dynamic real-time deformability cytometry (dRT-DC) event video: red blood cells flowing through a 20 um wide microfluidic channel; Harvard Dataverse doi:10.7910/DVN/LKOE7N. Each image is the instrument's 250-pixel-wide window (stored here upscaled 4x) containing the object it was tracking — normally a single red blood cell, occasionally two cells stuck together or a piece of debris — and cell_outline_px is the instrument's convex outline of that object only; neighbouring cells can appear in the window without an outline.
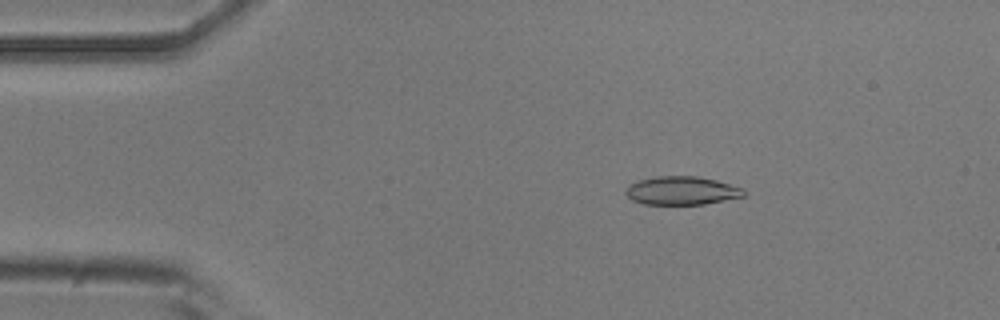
{"species": "common noctule bat (a hibernating species)", "species_latin": "Nyctalus noctula", "temperature_condition": "room temperature", "stored_images_in_passage": 54, "camera_frame_rate_fps": 3000, "um_per_image_px": 0.085, "animal": {"sex": "male", "body_mass_g": 20.5, "forearm_length_mm": 52.5}, "frame": {"image": 1, "passage_image": 9, "time_ms": 2.667, "image_size_px": [1000, 320], "cell_outline_px": [[744, 196], [704, 204], [644, 204], [632, 200], [624, 192], [632, 184], [640, 180], [656, 176], [700, 176], [716, 180], [744, 188]], "centroid_in_image_um": [57.97, 16.2], "position_along_channel_um": 27.0, "area_um2": 19.36}}
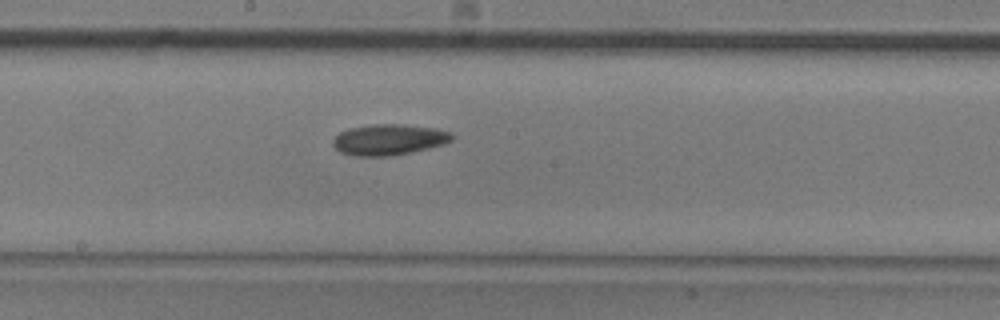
{"frame": {"image": 2, "passage_image": 29, "time_ms": 9.333, "image_size_px": [1000, 320], "cell_outline_px": [[456, 136], [452, 140], [444, 144], [428, 148], [408, 152], [384, 156], [356, 156], [340, 152], [332, 144], [332, 140], [340, 132], [348, 128], [372, 124], [404, 124], [436, 128], [452, 132]], "centroid_in_image_um": [33.07, 11.85], "position_along_channel_um": 215.1, "area_um2": 21.44}}
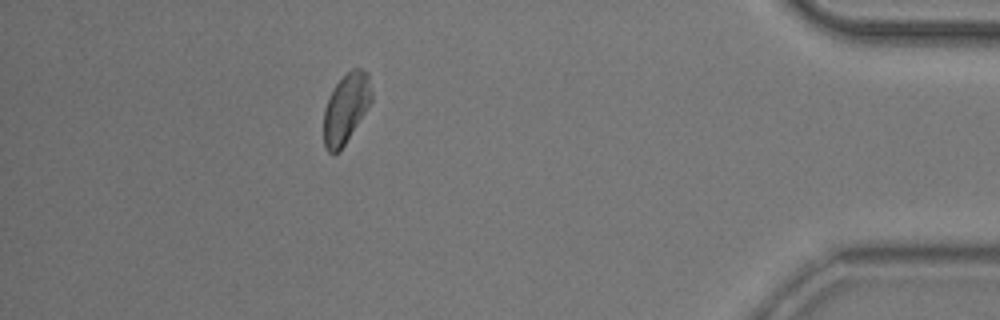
{"frame": {"image": 3, "passage_image": 48, "time_ms": 15.667, "image_size_px": [1000, 320], "cell_outline_px": [[372, 100], [340, 152], [328, 152], [324, 144], [324, 108], [336, 84], [352, 68], [360, 68], [368, 72], [372, 92]], "centroid_in_image_um": [29.42, 9.2], "position_along_channel_um": 405.8, "area_um2": 19.13}}